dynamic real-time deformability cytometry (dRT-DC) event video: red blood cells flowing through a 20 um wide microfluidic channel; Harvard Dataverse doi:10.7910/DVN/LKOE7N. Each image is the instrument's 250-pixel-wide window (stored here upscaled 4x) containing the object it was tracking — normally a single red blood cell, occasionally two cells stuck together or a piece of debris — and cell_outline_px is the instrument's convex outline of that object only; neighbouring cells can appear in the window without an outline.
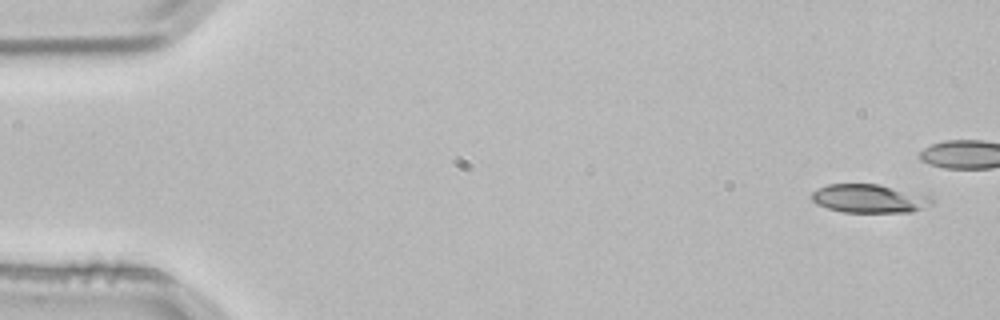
{"species": "common noctule bat (a hibernating species)", "species_latin": "Nyctalus noctula", "temperature_condition": "room temperature", "stored_images_in_passage": 4, "camera_frame_rate_fps": 3000, "um_per_image_px": 0.085, "animal": {"sex": "male", "body_mass_g": 21.5, "forearm_length_mm": 52.0}, "frame": {"image": 1, "passage_image": 1, "time_ms": 0.0, "image_size_px": [1000, 320], "cell_outline_px": [[932, 204], [912, 212], [844, 212], [828, 208], [816, 204], [812, 200], [812, 192], [816, 188], [828, 184], [880, 184], [928, 196], [932, 200]], "centroid_in_image_um": [73.84, 16.87], "position_along_channel_um": 11.2, "area_um2": 19.83}}